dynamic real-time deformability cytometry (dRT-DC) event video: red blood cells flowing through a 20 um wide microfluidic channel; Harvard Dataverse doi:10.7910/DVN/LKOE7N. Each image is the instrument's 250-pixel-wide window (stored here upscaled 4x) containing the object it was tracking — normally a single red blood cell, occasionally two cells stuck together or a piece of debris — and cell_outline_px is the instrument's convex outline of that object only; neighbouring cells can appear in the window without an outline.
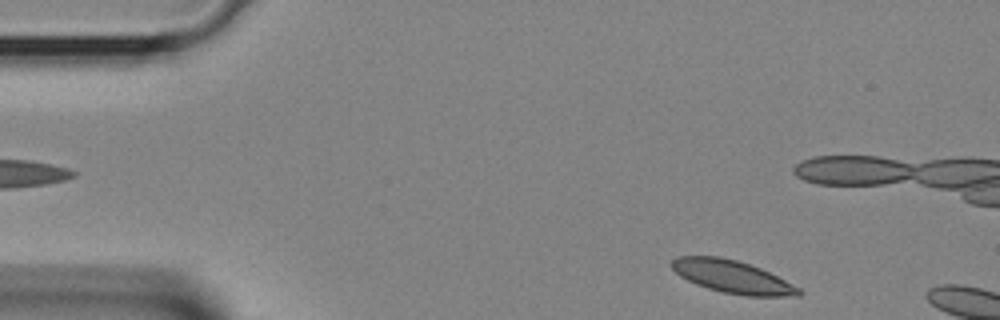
{"species": "Egyptian fruit bat (a non-hibernating species)", "species_latin": "Rousettus aegyptiacus", "temperature_condition": "room temperature", "stored_images_in_passage": 7, "camera_frame_rate_fps": 3000, "um_per_image_px": 0.085, "animal": {"sex": "female"}, "frame": {"image": 1, "passage_image": 1, "time_ms": 0.0, "image_size_px": [1000, 320], "cell_outline_px": [[804, 292], [800, 296], [748, 296], [724, 292], [708, 288], [696, 284], [680, 276], [668, 264], [676, 256], [720, 256], [736, 260], [760, 268], [800, 288]], "centroid_in_image_um": [62.23, 23.52], "position_along_channel_um": 22.8, "area_um2": 24.04}}